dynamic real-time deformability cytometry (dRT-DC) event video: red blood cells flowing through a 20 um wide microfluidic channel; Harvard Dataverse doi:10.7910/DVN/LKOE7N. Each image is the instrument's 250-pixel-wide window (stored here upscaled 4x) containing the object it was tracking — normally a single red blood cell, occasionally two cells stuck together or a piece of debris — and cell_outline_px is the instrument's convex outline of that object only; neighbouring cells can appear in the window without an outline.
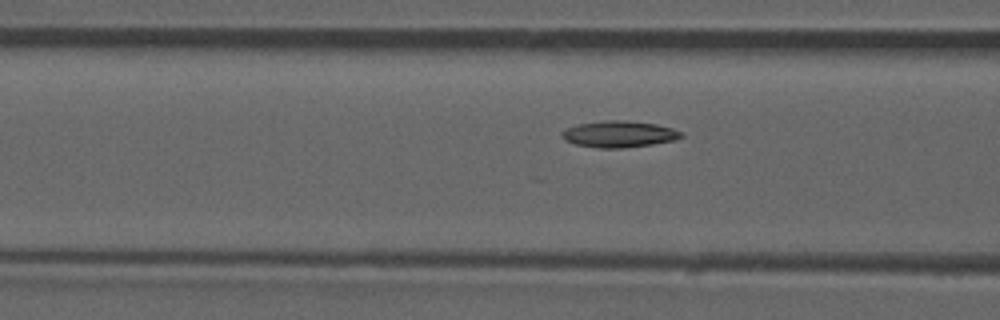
{"species": "common noctule bat (a hibernating species)", "species_latin": "Nyctalus noctula", "temperature_condition": "room temperature", "stored_images_in_passage": 54, "camera_frame_rate_fps": 3000, "um_per_image_px": 0.085, "animal": {"sex": "male", "forearm_length_mm": 52.5}, "frame": {"image": 1, "passage_image": 21, "time_ms": 6.667, "image_size_px": [1000, 320], "cell_outline_px": [[684, 136], [672, 140], [652, 144], [624, 148], [596, 148], [576, 144], [564, 140], [560, 136], [560, 132], [568, 128], [580, 124], [604, 120], [624, 120], [656, 124], [672, 128], [684, 132]], "centroid_in_image_um": [52.61, 11.4], "position_along_channel_um": 114.0, "area_um2": 18.38}}